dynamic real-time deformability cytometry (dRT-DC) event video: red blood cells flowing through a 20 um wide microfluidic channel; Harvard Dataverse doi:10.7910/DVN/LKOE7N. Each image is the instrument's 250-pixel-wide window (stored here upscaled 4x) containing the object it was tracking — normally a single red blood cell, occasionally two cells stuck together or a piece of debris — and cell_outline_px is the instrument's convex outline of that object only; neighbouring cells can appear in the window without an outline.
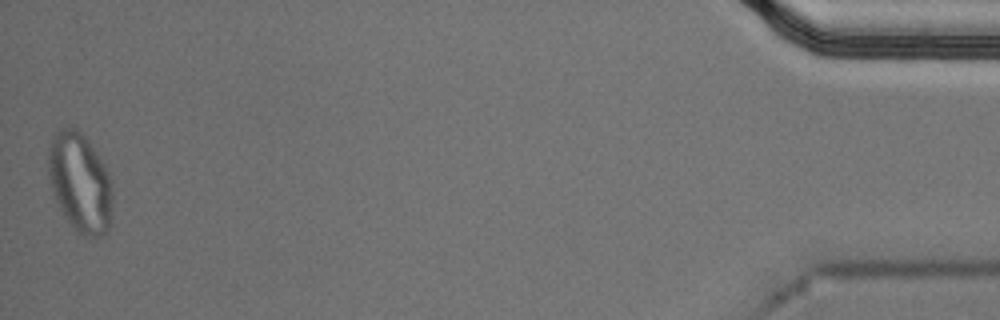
{"species": "Egyptian fruit bat (a non-hibernating species)", "species_latin": "Rousettus aegyptiacus", "temperature_condition": "cold", "stored_images_in_passage": 55, "segment_of_instrument_passage": [2, 2], "camera_frame_rate_fps": 3000, "um_per_image_px": 0.085, "animal": {"sex": "male"}, "frame": {"image": 1, "passage_image": 55, "time_ms": 18.0, "image_size_px": [1000, 320], "cell_outline_px": [[112, 224], [108, 232], [100, 236], [84, 236], [76, 232], [60, 208], [56, 200], [52, 188], [48, 172], [48, 152], [52, 136], [60, 128], [76, 128], [88, 140], [104, 164], [112, 180]], "centroid_in_image_um": [6.83, 15.54], "position_along_channel_um": 428.4, "area_um2": 37.34}}